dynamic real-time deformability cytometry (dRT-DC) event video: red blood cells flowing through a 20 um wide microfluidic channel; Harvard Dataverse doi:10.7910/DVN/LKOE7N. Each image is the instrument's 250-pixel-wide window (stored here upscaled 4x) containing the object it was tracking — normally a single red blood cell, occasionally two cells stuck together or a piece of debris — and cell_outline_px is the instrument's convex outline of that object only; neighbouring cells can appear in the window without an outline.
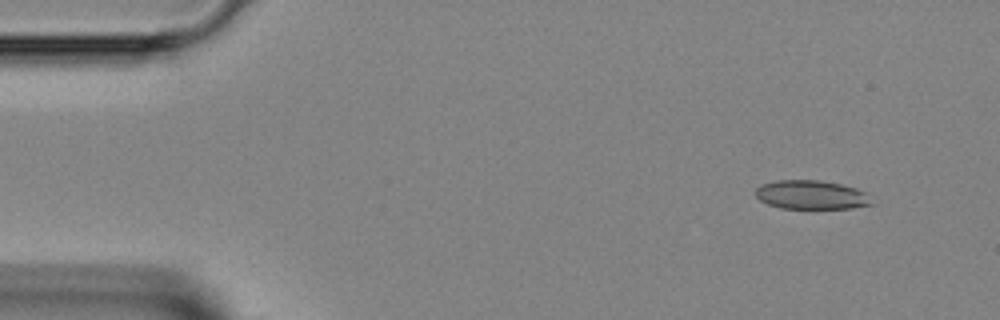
{"species": "Egyptian fruit bat (a non-hibernating species)", "species_latin": "Rousettus aegyptiacus", "temperature_condition": "room temperature", "stored_images_in_passage": 10, "camera_frame_rate_fps": 3000, "um_per_image_px": 0.085, "animal": {"sex": "female"}, "frame": {"image": 1, "passage_image": 1, "time_ms": 0.0, "image_size_px": [1000, 320], "cell_outline_px": [[876, 204], [852, 208], [780, 208], [768, 204], [760, 200], [756, 196], [756, 188], [760, 184], [776, 180], [820, 180], [840, 184], [856, 188], [864, 192]], "centroid_in_image_um": [68.96, 16.56], "position_along_channel_um": 16.0, "area_um2": 19.59}}
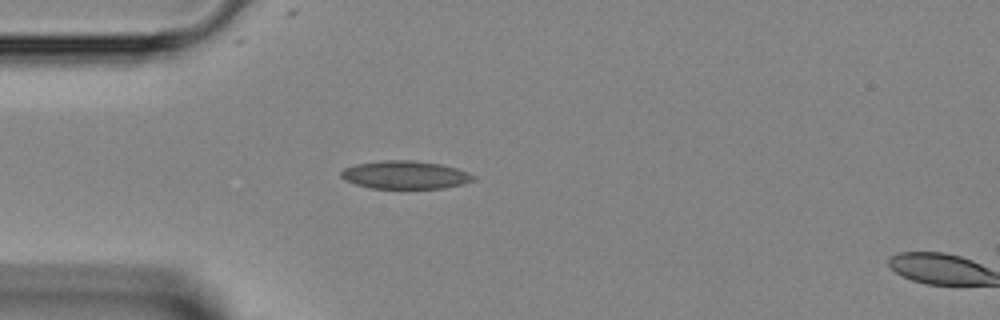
{"frame": {"image": 2, "passage_image": 9, "time_ms": 2.667, "image_size_px": [1000, 320], "cell_outline_px": [[476, 180], [464, 184], [444, 188], [372, 188], [356, 184], [344, 180], [340, 176], [340, 172], [344, 168], [356, 164], [380, 160], [412, 160], [440, 164], [456, 168], [468, 172], [476, 176]], "centroid_in_image_um": [34.45, 14.86], "position_along_channel_um": 50.5, "area_um2": 21.73}}